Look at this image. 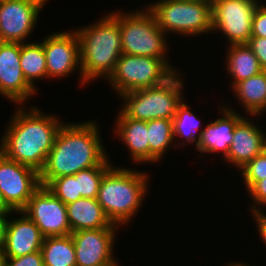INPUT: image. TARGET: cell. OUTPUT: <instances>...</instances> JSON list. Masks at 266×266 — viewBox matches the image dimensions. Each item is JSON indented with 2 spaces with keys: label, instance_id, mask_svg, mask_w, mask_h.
Wrapping results in <instances>:
<instances>
[{
  "label": "cell",
  "instance_id": "6da1fadb",
  "mask_svg": "<svg viewBox=\"0 0 266 266\" xmlns=\"http://www.w3.org/2000/svg\"><path fill=\"white\" fill-rule=\"evenodd\" d=\"M96 125L92 120L79 124L64 123L61 126L44 167L39 172L42 186L64 175H74L98 165H111Z\"/></svg>",
  "mask_w": 266,
  "mask_h": 266
},
{
  "label": "cell",
  "instance_id": "7a4b0ae2",
  "mask_svg": "<svg viewBox=\"0 0 266 266\" xmlns=\"http://www.w3.org/2000/svg\"><path fill=\"white\" fill-rule=\"evenodd\" d=\"M18 109L0 141V151L7 158L39 173L63 122L60 123L54 115H43L37 107L27 112L21 106Z\"/></svg>",
  "mask_w": 266,
  "mask_h": 266
},
{
  "label": "cell",
  "instance_id": "3957f363",
  "mask_svg": "<svg viewBox=\"0 0 266 266\" xmlns=\"http://www.w3.org/2000/svg\"><path fill=\"white\" fill-rule=\"evenodd\" d=\"M75 31L80 45L81 85L102 75L108 79L123 54L119 12L108 13L97 23Z\"/></svg>",
  "mask_w": 266,
  "mask_h": 266
},
{
  "label": "cell",
  "instance_id": "277c9868",
  "mask_svg": "<svg viewBox=\"0 0 266 266\" xmlns=\"http://www.w3.org/2000/svg\"><path fill=\"white\" fill-rule=\"evenodd\" d=\"M147 179L146 173L123 167L113 166L104 174L96 199L111 223L130 222L146 196Z\"/></svg>",
  "mask_w": 266,
  "mask_h": 266
},
{
  "label": "cell",
  "instance_id": "5b68a950",
  "mask_svg": "<svg viewBox=\"0 0 266 266\" xmlns=\"http://www.w3.org/2000/svg\"><path fill=\"white\" fill-rule=\"evenodd\" d=\"M180 75L177 71L163 84L120 95L125 100L120 111L126 117L142 121L173 119L177 106L183 101Z\"/></svg>",
  "mask_w": 266,
  "mask_h": 266
},
{
  "label": "cell",
  "instance_id": "8992f818",
  "mask_svg": "<svg viewBox=\"0 0 266 266\" xmlns=\"http://www.w3.org/2000/svg\"><path fill=\"white\" fill-rule=\"evenodd\" d=\"M148 9L165 32L198 35L212 30V4L188 0H159Z\"/></svg>",
  "mask_w": 266,
  "mask_h": 266
},
{
  "label": "cell",
  "instance_id": "52a82bcc",
  "mask_svg": "<svg viewBox=\"0 0 266 266\" xmlns=\"http://www.w3.org/2000/svg\"><path fill=\"white\" fill-rule=\"evenodd\" d=\"M119 30L121 33L122 53L153 58H167L166 33L158 26L153 13L136 11L120 14Z\"/></svg>",
  "mask_w": 266,
  "mask_h": 266
},
{
  "label": "cell",
  "instance_id": "ba28073f",
  "mask_svg": "<svg viewBox=\"0 0 266 266\" xmlns=\"http://www.w3.org/2000/svg\"><path fill=\"white\" fill-rule=\"evenodd\" d=\"M167 59V60H166ZM175 72L168 58L135 56L123 53L108 78L118 95L163 84Z\"/></svg>",
  "mask_w": 266,
  "mask_h": 266
},
{
  "label": "cell",
  "instance_id": "9c48e42d",
  "mask_svg": "<svg viewBox=\"0 0 266 266\" xmlns=\"http://www.w3.org/2000/svg\"><path fill=\"white\" fill-rule=\"evenodd\" d=\"M258 3L256 0H213L212 30L222 32L230 45L248 43Z\"/></svg>",
  "mask_w": 266,
  "mask_h": 266
},
{
  "label": "cell",
  "instance_id": "30bf717a",
  "mask_svg": "<svg viewBox=\"0 0 266 266\" xmlns=\"http://www.w3.org/2000/svg\"><path fill=\"white\" fill-rule=\"evenodd\" d=\"M40 186L36 170L7 158L0 151V192L13 212L22 211Z\"/></svg>",
  "mask_w": 266,
  "mask_h": 266
},
{
  "label": "cell",
  "instance_id": "8fae6325",
  "mask_svg": "<svg viewBox=\"0 0 266 266\" xmlns=\"http://www.w3.org/2000/svg\"><path fill=\"white\" fill-rule=\"evenodd\" d=\"M44 237L71 234L66 205L46 186H40L22 210Z\"/></svg>",
  "mask_w": 266,
  "mask_h": 266
},
{
  "label": "cell",
  "instance_id": "7c38bea8",
  "mask_svg": "<svg viewBox=\"0 0 266 266\" xmlns=\"http://www.w3.org/2000/svg\"><path fill=\"white\" fill-rule=\"evenodd\" d=\"M47 1L0 0V42L24 43Z\"/></svg>",
  "mask_w": 266,
  "mask_h": 266
},
{
  "label": "cell",
  "instance_id": "4fadbf2b",
  "mask_svg": "<svg viewBox=\"0 0 266 266\" xmlns=\"http://www.w3.org/2000/svg\"><path fill=\"white\" fill-rule=\"evenodd\" d=\"M116 227L80 230L71 233L76 266H118L113 257Z\"/></svg>",
  "mask_w": 266,
  "mask_h": 266
},
{
  "label": "cell",
  "instance_id": "5bb4252c",
  "mask_svg": "<svg viewBox=\"0 0 266 266\" xmlns=\"http://www.w3.org/2000/svg\"><path fill=\"white\" fill-rule=\"evenodd\" d=\"M47 78L68 76L74 69L80 70V45L76 31L57 32L43 40Z\"/></svg>",
  "mask_w": 266,
  "mask_h": 266
},
{
  "label": "cell",
  "instance_id": "9a60e30c",
  "mask_svg": "<svg viewBox=\"0 0 266 266\" xmlns=\"http://www.w3.org/2000/svg\"><path fill=\"white\" fill-rule=\"evenodd\" d=\"M21 43L0 42V94L22 104L36 93L20 66Z\"/></svg>",
  "mask_w": 266,
  "mask_h": 266
},
{
  "label": "cell",
  "instance_id": "2e32d148",
  "mask_svg": "<svg viewBox=\"0 0 266 266\" xmlns=\"http://www.w3.org/2000/svg\"><path fill=\"white\" fill-rule=\"evenodd\" d=\"M22 217L8 220L3 252L6 257L16 258L41 250L44 236L36 224L22 211Z\"/></svg>",
  "mask_w": 266,
  "mask_h": 266
},
{
  "label": "cell",
  "instance_id": "e0dca14e",
  "mask_svg": "<svg viewBox=\"0 0 266 266\" xmlns=\"http://www.w3.org/2000/svg\"><path fill=\"white\" fill-rule=\"evenodd\" d=\"M264 132L254 124L242 118L234 129L232 143L224 160L243 168L255 156L263 152Z\"/></svg>",
  "mask_w": 266,
  "mask_h": 266
},
{
  "label": "cell",
  "instance_id": "ac0fdd59",
  "mask_svg": "<svg viewBox=\"0 0 266 266\" xmlns=\"http://www.w3.org/2000/svg\"><path fill=\"white\" fill-rule=\"evenodd\" d=\"M223 117L209 123L202 131L201 138L198 141L197 149L200 153H212L222 151L226 157L232 143L234 129L237 123L243 118L231 108L222 107Z\"/></svg>",
  "mask_w": 266,
  "mask_h": 266
},
{
  "label": "cell",
  "instance_id": "d6986e66",
  "mask_svg": "<svg viewBox=\"0 0 266 266\" xmlns=\"http://www.w3.org/2000/svg\"><path fill=\"white\" fill-rule=\"evenodd\" d=\"M71 233L80 230L118 227L111 223L96 198H79L66 204Z\"/></svg>",
  "mask_w": 266,
  "mask_h": 266
},
{
  "label": "cell",
  "instance_id": "ffe728a7",
  "mask_svg": "<svg viewBox=\"0 0 266 266\" xmlns=\"http://www.w3.org/2000/svg\"><path fill=\"white\" fill-rule=\"evenodd\" d=\"M117 116L115 133L130 150L132 160L136 163H148L149 136L147 121L126 117L121 111Z\"/></svg>",
  "mask_w": 266,
  "mask_h": 266
},
{
  "label": "cell",
  "instance_id": "44dd1931",
  "mask_svg": "<svg viewBox=\"0 0 266 266\" xmlns=\"http://www.w3.org/2000/svg\"><path fill=\"white\" fill-rule=\"evenodd\" d=\"M227 58V71L229 76L232 75L233 88L237 83L255 76L263 71L260 63L247 43L229 45Z\"/></svg>",
  "mask_w": 266,
  "mask_h": 266
},
{
  "label": "cell",
  "instance_id": "7402d4cb",
  "mask_svg": "<svg viewBox=\"0 0 266 266\" xmlns=\"http://www.w3.org/2000/svg\"><path fill=\"white\" fill-rule=\"evenodd\" d=\"M247 114L260 115L266 111V71L237 83L233 88Z\"/></svg>",
  "mask_w": 266,
  "mask_h": 266
},
{
  "label": "cell",
  "instance_id": "603a6c76",
  "mask_svg": "<svg viewBox=\"0 0 266 266\" xmlns=\"http://www.w3.org/2000/svg\"><path fill=\"white\" fill-rule=\"evenodd\" d=\"M44 266H76L71 234L44 237L41 247Z\"/></svg>",
  "mask_w": 266,
  "mask_h": 266
},
{
  "label": "cell",
  "instance_id": "cb8c5ba5",
  "mask_svg": "<svg viewBox=\"0 0 266 266\" xmlns=\"http://www.w3.org/2000/svg\"><path fill=\"white\" fill-rule=\"evenodd\" d=\"M20 66L27 82L33 87L35 79L47 77L46 57L41 43H21Z\"/></svg>",
  "mask_w": 266,
  "mask_h": 266
},
{
  "label": "cell",
  "instance_id": "d4e9b609",
  "mask_svg": "<svg viewBox=\"0 0 266 266\" xmlns=\"http://www.w3.org/2000/svg\"><path fill=\"white\" fill-rule=\"evenodd\" d=\"M149 136V162H157L164 157L168 146L174 141L172 119L147 121Z\"/></svg>",
  "mask_w": 266,
  "mask_h": 266
},
{
  "label": "cell",
  "instance_id": "484cf974",
  "mask_svg": "<svg viewBox=\"0 0 266 266\" xmlns=\"http://www.w3.org/2000/svg\"><path fill=\"white\" fill-rule=\"evenodd\" d=\"M172 121L174 138H185L186 140L184 141L182 146L188 144V142H195L197 147L198 141L201 138L200 132L198 136L196 135L197 128L198 126H200V123L196 115H194L193 112L190 111L189 105H186L185 102L182 101L177 106L176 114L173 117Z\"/></svg>",
  "mask_w": 266,
  "mask_h": 266
},
{
  "label": "cell",
  "instance_id": "4316f807",
  "mask_svg": "<svg viewBox=\"0 0 266 266\" xmlns=\"http://www.w3.org/2000/svg\"><path fill=\"white\" fill-rule=\"evenodd\" d=\"M111 166L98 165L74 174L78 178V194H81V198H97L101 180Z\"/></svg>",
  "mask_w": 266,
  "mask_h": 266
},
{
  "label": "cell",
  "instance_id": "83f0119b",
  "mask_svg": "<svg viewBox=\"0 0 266 266\" xmlns=\"http://www.w3.org/2000/svg\"><path fill=\"white\" fill-rule=\"evenodd\" d=\"M46 187L65 205L81 198V194H78V178L75 175L52 179Z\"/></svg>",
  "mask_w": 266,
  "mask_h": 266
},
{
  "label": "cell",
  "instance_id": "f1b7e54d",
  "mask_svg": "<svg viewBox=\"0 0 266 266\" xmlns=\"http://www.w3.org/2000/svg\"><path fill=\"white\" fill-rule=\"evenodd\" d=\"M240 170L246 190L249 191L258 181L266 178V153L263 151L255 156Z\"/></svg>",
  "mask_w": 266,
  "mask_h": 266
},
{
  "label": "cell",
  "instance_id": "f546056e",
  "mask_svg": "<svg viewBox=\"0 0 266 266\" xmlns=\"http://www.w3.org/2000/svg\"><path fill=\"white\" fill-rule=\"evenodd\" d=\"M251 36L265 37L266 38V6L260 4L256 6L255 13L252 19Z\"/></svg>",
  "mask_w": 266,
  "mask_h": 266
},
{
  "label": "cell",
  "instance_id": "4dcf8cb0",
  "mask_svg": "<svg viewBox=\"0 0 266 266\" xmlns=\"http://www.w3.org/2000/svg\"><path fill=\"white\" fill-rule=\"evenodd\" d=\"M6 266H44L41 251L11 258L6 257Z\"/></svg>",
  "mask_w": 266,
  "mask_h": 266
},
{
  "label": "cell",
  "instance_id": "1f68e13d",
  "mask_svg": "<svg viewBox=\"0 0 266 266\" xmlns=\"http://www.w3.org/2000/svg\"><path fill=\"white\" fill-rule=\"evenodd\" d=\"M251 198L254 200L255 205L251 206V212H261L263 210H260L259 206L258 208L256 204L265 205L266 206V178L258 181L249 191Z\"/></svg>",
  "mask_w": 266,
  "mask_h": 266
},
{
  "label": "cell",
  "instance_id": "d6a6232c",
  "mask_svg": "<svg viewBox=\"0 0 266 266\" xmlns=\"http://www.w3.org/2000/svg\"><path fill=\"white\" fill-rule=\"evenodd\" d=\"M247 44L251 47L262 69L266 71V38L251 36Z\"/></svg>",
  "mask_w": 266,
  "mask_h": 266
},
{
  "label": "cell",
  "instance_id": "836d02e7",
  "mask_svg": "<svg viewBox=\"0 0 266 266\" xmlns=\"http://www.w3.org/2000/svg\"><path fill=\"white\" fill-rule=\"evenodd\" d=\"M253 215V218H256L255 220L259 229V234L262 240L265 242L264 244H266V214L262 212H256L253 213Z\"/></svg>",
  "mask_w": 266,
  "mask_h": 266
},
{
  "label": "cell",
  "instance_id": "e575fe53",
  "mask_svg": "<svg viewBox=\"0 0 266 266\" xmlns=\"http://www.w3.org/2000/svg\"><path fill=\"white\" fill-rule=\"evenodd\" d=\"M13 212H0V249H3L5 243L6 227L8 223L7 215Z\"/></svg>",
  "mask_w": 266,
  "mask_h": 266
},
{
  "label": "cell",
  "instance_id": "d590c367",
  "mask_svg": "<svg viewBox=\"0 0 266 266\" xmlns=\"http://www.w3.org/2000/svg\"><path fill=\"white\" fill-rule=\"evenodd\" d=\"M0 212H13L6 204L0 192Z\"/></svg>",
  "mask_w": 266,
  "mask_h": 266
},
{
  "label": "cell",
  "instance_id": "8d00e7d4",
  "mask_svg": "<svg viewBox=\"0 0 266 266\" xmlns=\"http://www.w3.org/2000/svg\"><path fill=\"white\" fill-rule=\"evenodd\" d=\"M0 266H6V256L2 249H0Z\"/></svg>",
  "mask_w": 266,
  "mask_h": 266
},
{
  "label": "cell",
  "instance_id": "74e56055",
  "mask_svg": "<svg viewBox=\"0 0 266 266\" xmlns=\"http://www.w3.org/2000/svg\"><path fill=\"white\" fill-rule=\"evenodd\" d=\"M188 1H195V2H206V3L213 4V0H188Z\"/></svg>",
  "mask_w": 266,
  "mask_h": 266
},
{
  "label": "cell",
  "instance_id": "f35d334b",
  "mask_svg": "<svg viewBox=\"0 0 266 266\" xmlns=\"http://www.w3.org/2000/svg\"><path fill=\"white\" fill-rule=\"evenodd\" d=\"M228 266H249V265H246V264H243V263L242 264L241 263H236V264L235 263L234 264L232 263L230 265L228 264Z\"/></svg>",
  "mask_w": 266,
  "mask_h": 266
},
{
  "label": "cell",
  "instance_id": "ab89813d",
  "mask_svg": "<svg viewBox=\"0 0 266 266\" xmlns=\"http://www.w3.org/2000/svg\"><path fill=\"white\" fill-rule=\"evenodd\" d=\"M266 133L264 135V144H263V151L266 153Z\"/></svg>",
  "mask_w": 266,
  "mask_h": 266
}]
</instances>
